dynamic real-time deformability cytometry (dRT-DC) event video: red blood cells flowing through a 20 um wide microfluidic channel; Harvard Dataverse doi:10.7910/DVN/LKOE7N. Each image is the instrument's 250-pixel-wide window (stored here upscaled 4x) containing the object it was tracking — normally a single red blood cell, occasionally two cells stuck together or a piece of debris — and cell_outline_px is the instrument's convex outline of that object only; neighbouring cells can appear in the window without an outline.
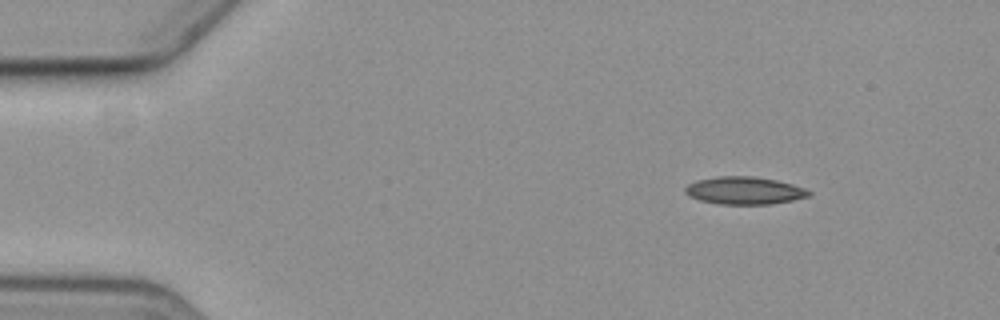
{"species": "common noctule bat (a hibernating species)", "species_latin": "Nyctalus noctula", "temperature_condition": "cold", "stored_images_in_passage": 10, "camera_frame_rate_fps": 3000, "um_per_image_px": 0.085, "animal": {"sex": "female", "body_mass_g": 19.3, "forearm_length_mm": 54.1}, "frame": {"image": 1, "passage_image": 1, "time_ms": 0.0, "image_size_px": [1000, 320], "cell_outline_px": [[812, 192], [808, 196], [792, 200], [768, 204], [720, 204], [700, 200], [684, 192], [684, 188], [688, 184], [696, 180], [716, 176], [752, 176], [776, 180], [792, 184], [804, 188]], "centroid_in_image_um": [63.25, 16.19], "position_along_channel_um": 21.7, "area_um2": 19.71}}
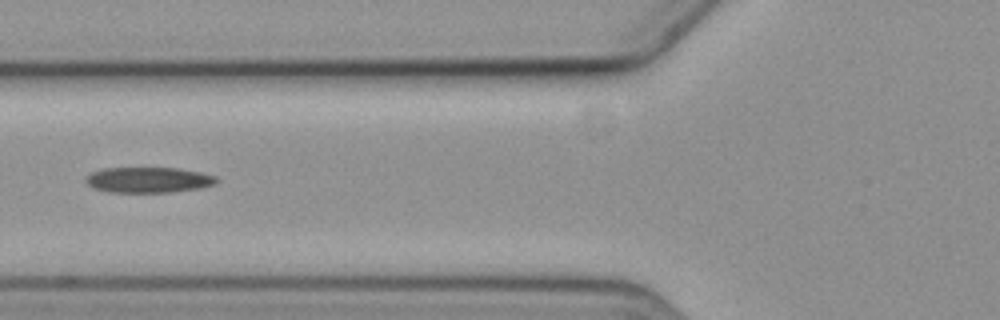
{"frame": {"image": 2, "passage_image": 5, "time_ms": 5.0, "image_size_px": [1000, 320], "cell_outline_px": [[220, 180], [216, 184], [200, 188], [172, 192], [108, 192], [92, 188], [84, 180], [92, 172], [104, 168], [180, 168], [200, 172], [216, 176]], "centroid_in_image_um": [12.65, 15.29], "position_along_channel_um": 113.2, "area_um2": 19.59}}
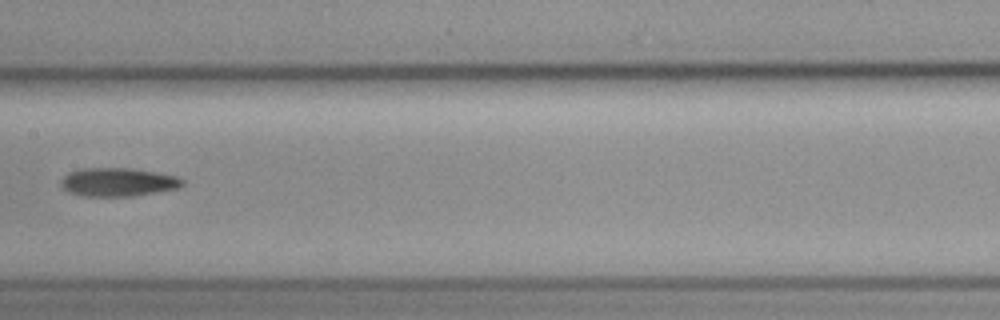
{"frame": {"image": 3, "passage_image": 7, "time_ms": 7.333, "image_size_px": [1000, 320], "cell_outline_px": [[184, 184], [176, 188], [132, 196], [80, 196], [68, 192], [60, 184], [60, 180], [68, 172], [80, 168], [132, 168], [156, 172], [176, 176], [184, 180]], "centroid_in_image_um": [9.97, 15.47], "position_along_channel_um": 197.4, "area_um2": 20.17}}